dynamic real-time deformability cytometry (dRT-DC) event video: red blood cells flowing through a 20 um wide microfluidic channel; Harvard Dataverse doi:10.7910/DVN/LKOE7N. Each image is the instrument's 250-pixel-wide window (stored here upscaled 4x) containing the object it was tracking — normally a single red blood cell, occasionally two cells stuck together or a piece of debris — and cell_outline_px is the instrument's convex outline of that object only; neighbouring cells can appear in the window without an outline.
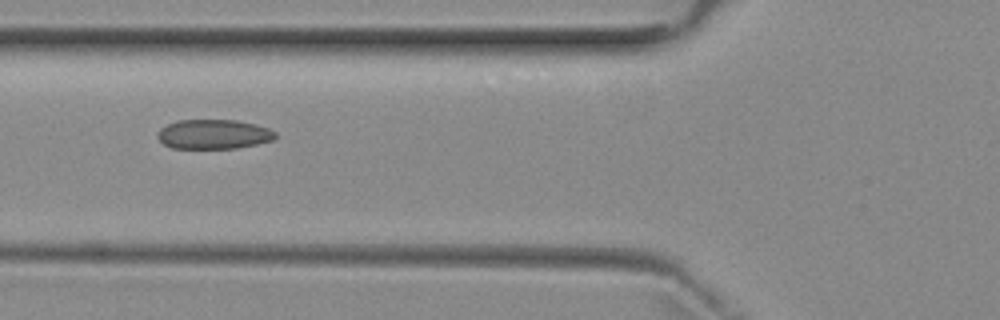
{"species": "common noctule bat (a hibernating species)", "species_latin": "Nyctalus noctula", "temperature_condition": "room temperature", "stored_images_in_passage": 3, "camera_frame_rate_fps": 3000, "um_per_image_px": 0.085, "animal": {"sex": "female", "body_mass_g": 29.2, "forearm_length_mm": 56.3}, "frame": {"image": 1, "passage_image": 2, "time_ms": 1.0, "image_size_px": [1000, 320], "cell_outline_px": [[276, 136], [272, 140], [256, 144], [236, 148], [172, 148], [164, 144], [156, 136], [156, 132], [160, 128], [176, 120], [236, 120], [256, 124], [268, 128], [276, 132]], "centroid_in_image_um": [18.13, 11.4], "position_along_channel_um": 107.7, "area_um2": 20.29}}
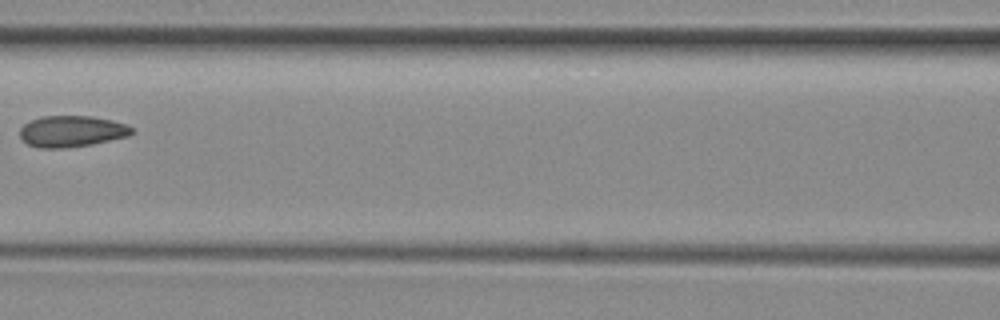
{"frame": {"image": 2, "passage_image": 3, "time_ms": 2.333, "image_size_px": [1000, 320], "cell_outline_px": [[136, 132], [128, 136], [92, 144], [64, 148], [40, 148], [28, 144], [20, 136], [20, 128], [24, 124], [32, 120], [44, 116], [92, 116], [112, 120], [124, 124], [132, 128]], "centroid_in_image_um": [6.11, 11.16], "position_along_channel_um": 160.5, "area_um2": 20.29}}